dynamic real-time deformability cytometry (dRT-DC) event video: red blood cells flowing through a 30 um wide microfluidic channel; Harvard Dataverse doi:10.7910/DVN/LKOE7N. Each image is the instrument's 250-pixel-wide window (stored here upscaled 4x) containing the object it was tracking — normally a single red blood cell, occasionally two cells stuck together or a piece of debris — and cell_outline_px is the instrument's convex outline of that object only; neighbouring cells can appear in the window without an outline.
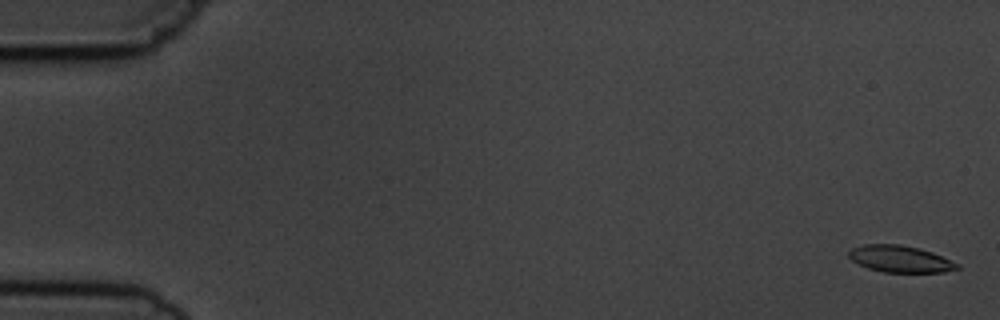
{"species": "common noctule bat (a hibernating species)", "species_latin": "Nyctalus noctula", "temperature_condition": "cold", "stored_images_in_passage": 9, "camera_frame_rate_fps": 3000, "um_per_image_px": 0.085, "animal": {"sex": "male", "body_mass_g": 19.5, "forearm_length_mm": 54.6}, "frame": {"image": 1, "passage_image": 1, "time_ms": 0.0, "image_size_px": [1000, 320], "cell_outline_px": [[960, 268], [944, 272], [884, 272], [868, 268], [852, 260], [848, 256], [848, 252], [852, 248], [864, 244], [900, 244], [920, 248], [932, 252], [960, 264]], "centroid_in_image_um": [76.53, 22.0], "position_along_channel_um": 8.5, "area_um2": 16.88}}
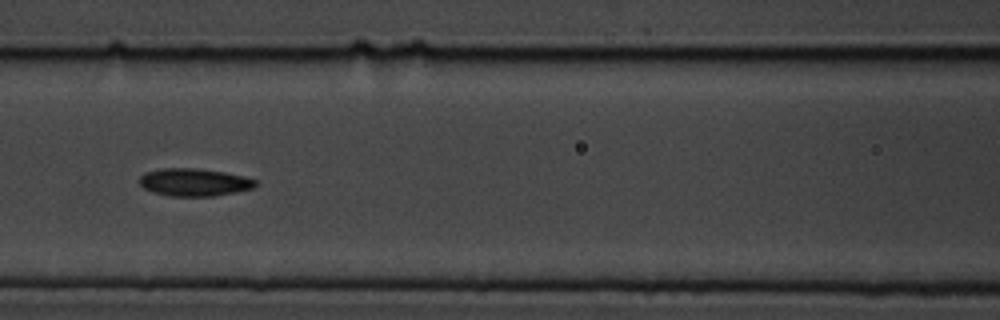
{"frame": {"image": 2, "passage_image": 7, "time_ms": 7.667, "image_size_px": [1000, 320], "cell_outline_px": [[256, 184], [252, 188], [212, 196], [172, 196], [152, 192], [144, 188], [140, 184], [140, 176], [144, 172], [160, 168], [196, 168], [224, 172], [244, 176], [256, 180]], "centroid_in_image_um": [16.46, 15.48], "position_along_channel_um": 150.1, "area_um2": 18.55}}
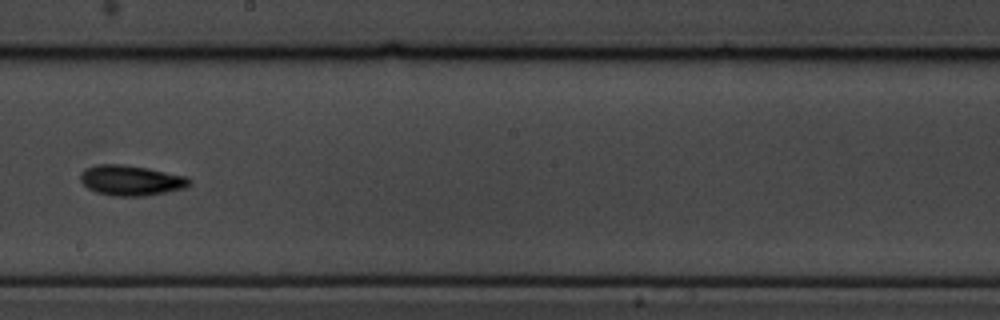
{"frame": {"image": 3, "passage_image": 9, "time_ms": 10.0, "image_size_px": [1000, 320], "cell_outline_px": [[192, 184], [184, 188], [168, 192], [144, 196], [112, 196], [96, 192], [88, 188], [80, 180], [80, 172], [84, 168], [100, 164], [124, 164], [148, 168], [184, 176], [192, 180]], "centroid_in_image_um": [11.12, 15.33], "position_along_channel_um": 237.1, "area_um2": 19.36}}